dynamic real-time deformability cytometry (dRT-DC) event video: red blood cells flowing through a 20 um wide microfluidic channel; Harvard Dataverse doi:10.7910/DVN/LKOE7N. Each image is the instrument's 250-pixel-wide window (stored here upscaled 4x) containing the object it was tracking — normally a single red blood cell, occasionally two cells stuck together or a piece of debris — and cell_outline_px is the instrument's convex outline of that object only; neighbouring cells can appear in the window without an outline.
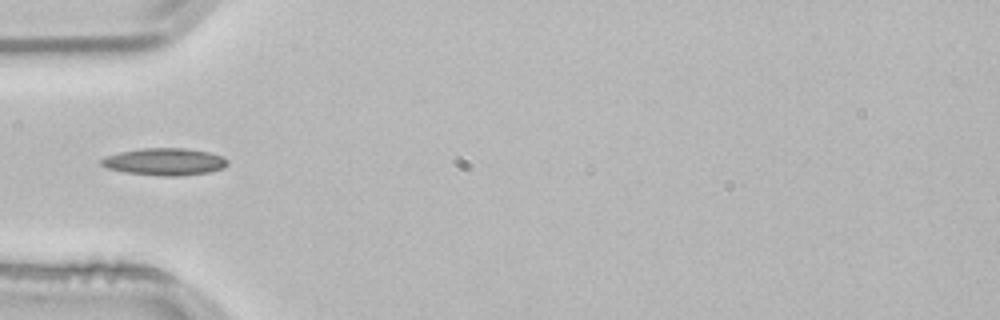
{"species": "common noctule bat (a hibernating species)", "species_latin": "Nyctalus noctula", "temperature_condition": "room temperature", "stored_images_in_passage": 37, "camera_frame_rate_fps": 3000, "um_per_image_px": 0.085, "animal": {"sex": "male", "body_mass_g": 21.5, "forearm_length_mm": 52.0}, "frame": {"image": 1, "passage_image": 1, "time_ms": 0.0, "image_size_px": [1000, 320], "cell_outline_px": [[228, 164], [224, 168], [212, 172], [180, 176], [164, 176], [128, 172], [108, 168], [100, 164], [100, 160], [108, 156], [120, 152], [144, 148], [184, 148], [208, 152], [220, 156], [228, 160]], "centroid_in_image_um": [14.05, 13.75], "position_along_channel_um": 71.0, "area_um2": 19.77}}
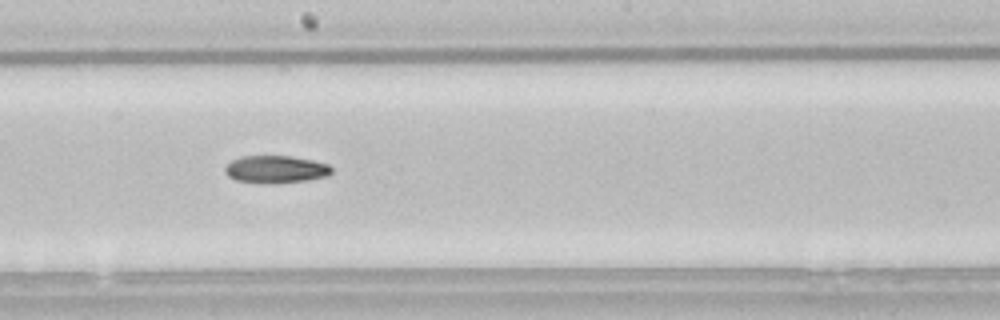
{"frame": {"image": 2, "passage_image": 13, "time_ms": 4.0, "image_size_px": [1000, 320], "cell_outline_px": [[332, 172], [328, 176], [308, 180], [264, 184], [236, 180], [228, 176], [224, 172], [224, 168], [232, 160], [240, 156], [292, 156], [312, 160], [328, 164], [332, 168]], "centroid_in_image_um": [23.43, 14.39], "position_along_channel_um": 224.8, "area_um2": 17.17}}
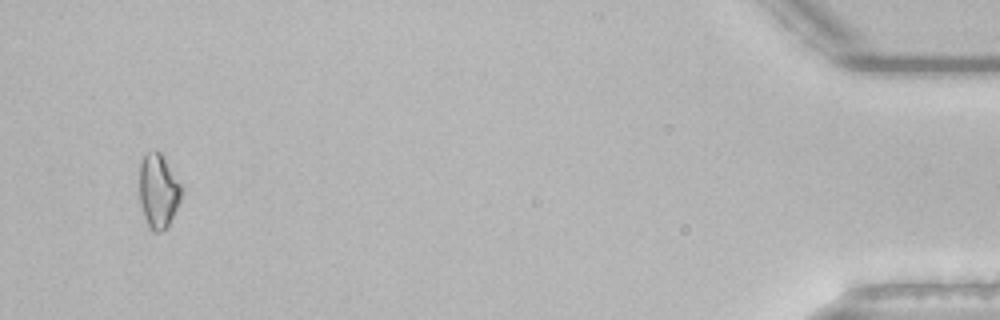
{"frame": {"image": 3, "passage_image": 35, "time_ms": 11.333, "image_size_px": [1000, 320], "cell_outline_px": [[184, 188], [180, 200], [168, 224], [160, 232], [152, 232], [144, 216], [140, 204], [140, 164], [144, 156], [148, 152], [160, 152]], "centroid_in_image_um": [13.47, 16.23], "position_along_channel_um": 421.7, "area_um2": 17.86}}